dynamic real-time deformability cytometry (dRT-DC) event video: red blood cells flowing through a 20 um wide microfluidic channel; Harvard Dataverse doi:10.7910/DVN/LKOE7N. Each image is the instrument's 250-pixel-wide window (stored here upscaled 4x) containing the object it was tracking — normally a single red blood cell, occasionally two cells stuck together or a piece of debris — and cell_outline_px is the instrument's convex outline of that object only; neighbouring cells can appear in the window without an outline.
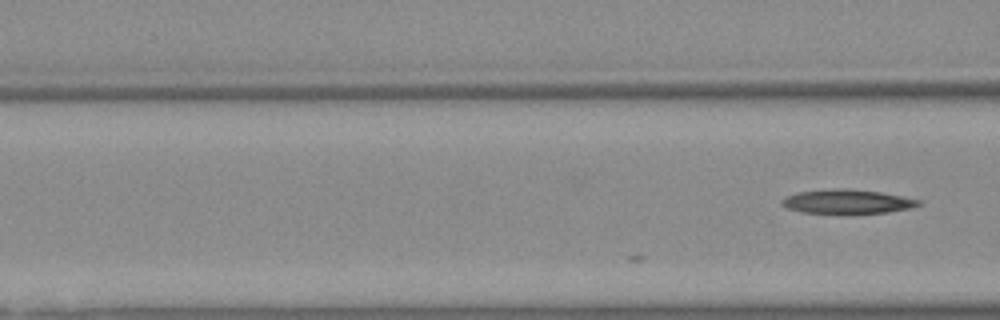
{"species": "Egyptian fruit bat (a non-hibernating species)", "species_latin": "Rousettus aegyptiacus", "temperature_condition": "warm", "stored_images_in_passage": 4, "camera_frame_rate_fps": 3000, "um_per_image_px": 0.085, "animal": {"sex": "female"}, "frame": {"image": 1, "passage_image": 4, "time_ms": 1.0, "image_size_px": [1000, 320], "cell_outline_px": [[924, 204], [912, 208], [888, 212], [800, 212], [788, 208], [780, 204], [780, 200], [784, 196], [796, 192], [824, 188], [848, 188], [880, 192], [920, 200]], "centroid_in_image_um": [71.97, 17.1], "position_along_channel_um": 94.6, "area_um2": 19.19}}